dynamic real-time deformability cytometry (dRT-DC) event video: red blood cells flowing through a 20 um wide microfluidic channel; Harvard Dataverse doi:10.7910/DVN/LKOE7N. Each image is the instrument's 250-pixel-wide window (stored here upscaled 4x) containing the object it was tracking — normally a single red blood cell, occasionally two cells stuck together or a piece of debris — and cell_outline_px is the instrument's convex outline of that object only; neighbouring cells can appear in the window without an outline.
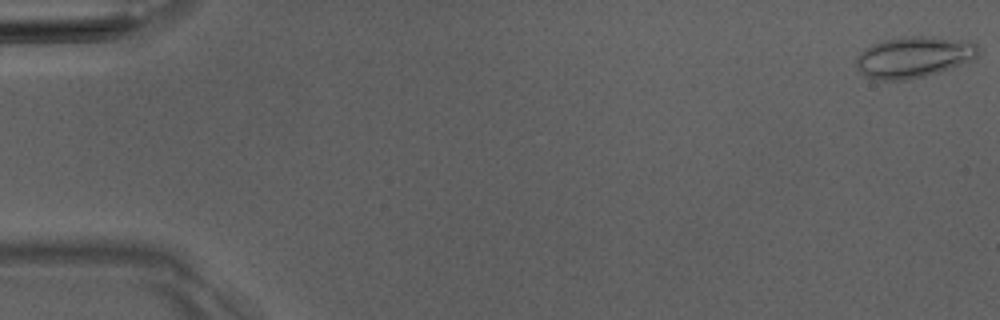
{"species": "Egyptian fruit bat (a non-hibernating species)", "species_latin": "Rousettus aegyptiacus", "temperature_condition": "room temperature", "stored_images_in_passage": 5, "camera_frame_rate_fps": 3000, "um_per_image_px": 0.085, "animal": {"sex": "male"}, "frame": {"image": 1, "passage_image": 1, "time_ms": 0.0, "image_size_px": [1000, 320], "cell_outline_px": [[980, 52], [972, 60], [924, 76], [908, 80], [876, 80], [864, 76], [856, 68], [856, 60], [860, 52], [864, 48], [872, 44], [884, 40], [904, 36], [924, 36], [968, 40], [976, 44], [980, 48]], "centroid_in_image_um": [77.64, 4.84], "position_along_channel_um": 7.4, "area_um2": 29.36}}